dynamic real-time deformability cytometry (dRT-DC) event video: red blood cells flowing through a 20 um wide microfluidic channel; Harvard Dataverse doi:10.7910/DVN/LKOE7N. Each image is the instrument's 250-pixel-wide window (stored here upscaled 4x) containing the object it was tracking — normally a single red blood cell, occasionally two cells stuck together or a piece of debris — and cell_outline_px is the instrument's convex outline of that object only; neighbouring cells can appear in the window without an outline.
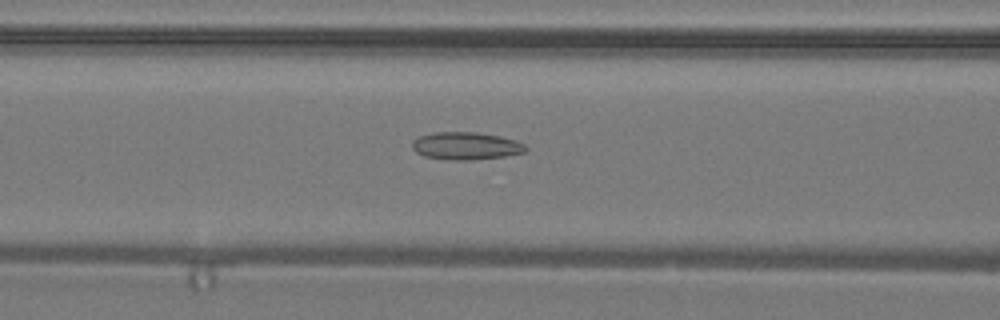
{"species": "common noctule bat (a hibernating species)", "species_latin": "Nyctalus noctula", "temperature_condition": "warm", "stored_images_in_passage": 40, "camera_frame_rate_fps": 3000, "um_per_image_px": 0.085, "animal": {"sex": "male", "body_mass_g": 19.2, "forearm_length_mm": 51.8}, "frame": {"image": 1, "passage_image": 17, "time_ms": 5.333, "image_size_px": [1000, 320], "cell_outline_px": [[528, 148], [524, 152], [504, 156], [472, 160], [456, 160], [424, 156], [416, 152], [412, 148], [412, 140], [420, 136], [436, 132], [476, 132], [500, 136], [516, 140], [524, 144]], "centroid_in_image_um": [39.61, 12.39], "position_along_channel_um": 127.0, "area_um2": 18.15}}
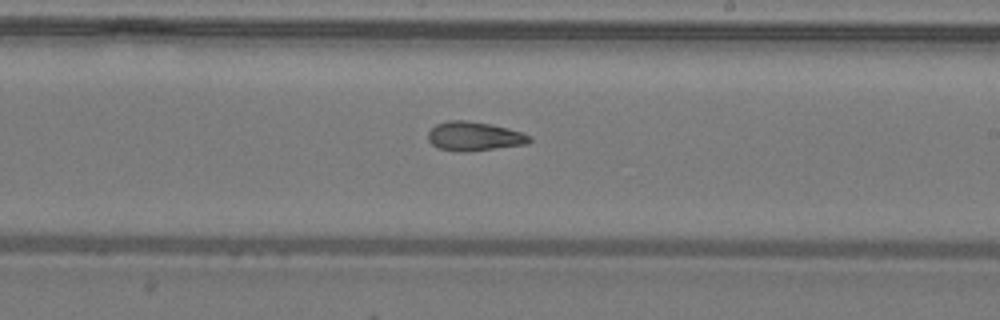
{"frame": {"image": 2, "passage_image": 24, "time_ms": 7.667, "image_size_px": [1000, 320], "cell_outline_px": [[532, 140], [528, 144], [464, 152], [460, 152], [436, 148], [428, 140], [428, 132], [436, 124], [448, 120], [468, 120], [492, 124], [520, 132], [532, 136]], "centroid_in_image_um": [40.29, 11.58], "position_along_channel_um": 248.7, "area_um2": 17.28}}
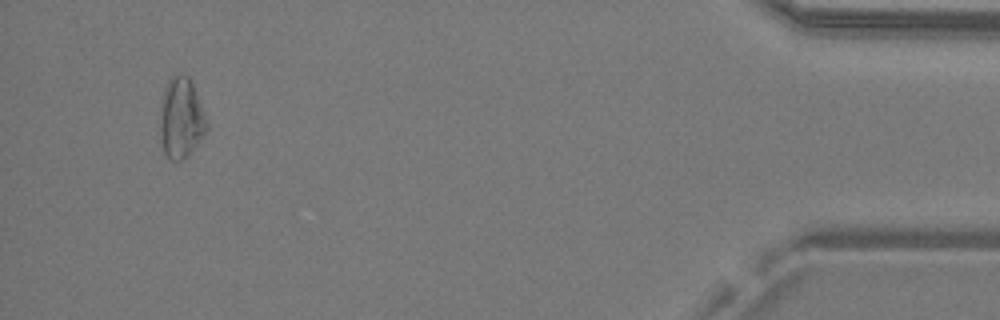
{"frame": {"image": 3, "passage_image": 38, "time_ms": 12.333, "image_size_px": [1000, 320], "cell_outline_px": [[208, 128], [204, 136], [192, 152], [180, 160], [168, 160], [164, 152], [160, 140], [160, 100], [164, 88], [168, 80], [172, 76], [188, 76], [192, 80]], "centroid_in_image_um": [15.36, 10.06], "position_along_channel_um": 419.8, "area_um2": 21.96}}